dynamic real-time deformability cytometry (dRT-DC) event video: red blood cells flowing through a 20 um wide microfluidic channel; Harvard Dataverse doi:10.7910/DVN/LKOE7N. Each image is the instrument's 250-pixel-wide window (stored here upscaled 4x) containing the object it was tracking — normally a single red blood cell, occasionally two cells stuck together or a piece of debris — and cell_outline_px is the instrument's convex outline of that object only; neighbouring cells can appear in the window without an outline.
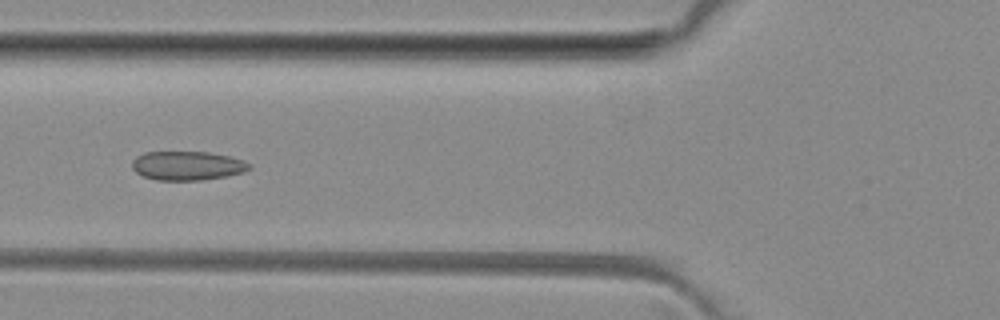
{"species": "common noctule bat (a hibernating species)", "species_latin": "Nyctalus noctula", "temperature_condition": "room temperature", "stored_images_in_passage": 4, "camera_frame_rate_fps": 3000, "um_per_image_px": 0.085, "animal": {"sex": "female", "body_mass_g": 29.2, "forearm_length_mm": 56.3}, "frame": {"image": 1, "passage_image": 4, "time_ms": 4.667, "image_size_px": [1000, 320], "cell_outline_px": [[252, 168], [244, 172], [224, 176], [200, 180], [156, 180], [144, 176], [136, 172], [132, 168], [132, 160], [136, 156], [144, 152], [208, 152], [228, 156], [244, 160], [252, 164]], "centroid_in_image_um": [15.93, 14.08], "position_along_channel_um": 109.9, "area_um2": 19.83}}